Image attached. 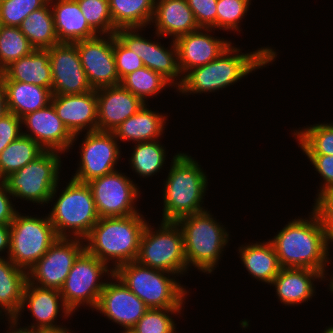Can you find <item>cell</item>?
<instances>
[{
	"mask_svg": "<svg viewBox=\"0 0 333 333\" xmlns=\"http://www.w3.org/2000/svg\"><path fill=\"white\" fill-rule=\"evenodd\" d=\"M277 55L275 49L269 46L242 53L240 47L231 45L213 61L187 71L176 91L182 95L208 94L229 88L253 71L272 64Z\"/></svg>",
	"mask_w": 333,
	"mask_h": 333,
	"instance_id": "obj_1",
	"label": "cell"
},
{
	"mask_svg": "<svg viewBox=\"0 0 333 333\" xmlns=\"http://www.w3.org/2000/svg\"><path fill=\"white\" fill-rule=\"evenodd\" d=\"M310 213L308 218L292 219L269 240L281 268H308L326 277L330 248L318 216L313 210Z\"/></svg>",
	"mask_w": 333,
	"mask_h": 333,
	"instance_id": "obj_2",
	"label": "cell"
},
{
	"mask_svg": "<svg viewBox=\"0 0 333 333\" xmlns=\"http://www.w3.org/2000/svg\"><path fill=\"white\" fill-rule=\"evenodd\" d=\"M146 224L147 220L140 212L125 217L99 218L84 239L85 250L111 265L114 271L122 264L137 260Z\"/></svg>",
	"mask_w": 333,
	"mask_h": 333,
	"instance_id": "obj_3",
	"label": "cell"
},
{
	"mask_svg": "<svg viewBox=\"0 0 333 333\" xmlns=\"http://www.w3.org/2000/svg\"><path fill=\"white\" fill-rule=\"evenodd\" d=\"M164 181L162 221H174L202 212L208 178L201 165L188 153H177L171 160ZM204 199V200H203Z\"/></svg>",
	"mask_w": 333,
	"mask_h": 333,
	"instance_id": "obj_4",
	"label": "cell"
},
{
	"mask_svg": "<svg viewBox=\"0 0 333 333\" xmlns=\"http://www.w3.org/2000/svg\"><path fill=\"white\" fill-rule=\"evenodd\" d=\"M176 222L183 234L188 270L193 266L200 272L211 274L230 241L231 235L226 227L207 208Z\"/></svg>",
	"mask_w": 333,
	"mask_h": 333,
	"instance_id": "obj_5",
	"label": "cell"
},
{
	"mask_svg": "<svg viewBox=\"0 0 333 333\" xmlns=\"http://www.w3.org/2000/svg\"><path fill=\"white\" fill-rule=\"evenodd\" d=\"M58 186L49 199V203H53V199L55 202L47 214L55 233L58 238L84 240L100 218L91 189L87 183L71 178L57 197Z\"/></svg>",
	"mask_w": 333,
	"mask_h": 333,
	"instance_id": "obj_6",
	"label": "cell"
},
{
	"mask_svg": "<svg viewBox=\"0 0 333 333\" xmlns=\"http://www.w3.org/2000/svg\"><path fill=\"white\" fill-rule=\"evenodd\" d=\"M114 275L148 308L185 307L189 290L187 291L185 286L177 281L179 279L173 273L132 261L118 266L114 270Z\"/></svg>",
	"mask_w": 333,
	"mask_h": 333,
	"instance_id": "obj_7",
	"label": "cell"
},
{
	"mask_svg": "<svg viewBox=\"0 0 333 333\" xmlns=\"http://www.w3.org/2000/svg\"><path fill=\"white\" fill-rule=\"evenodd\" d=\"M156 229L147 222L141 235L136 261L146 267L173 273L177 277L184 275L189 270L180 226L174 221L161 220Z\"/></svg>",
	"mask_w": 333,
	"mask_h": 333,
	"instance_id": "obj_8",
	"label": "cell"
},
{
	"mask_svg": "<svg viewBox=\"0 0 333 333\" xmlns=\"http://www.w3.org/2000/svg\"><path fill=\"white\" fill-rule=\"evenodd\" d=\"M61 152L44 150L36 159L17 172L7 176L3 182L15 199L44 205L60 182L62 167Z\"/></svg>",
	"mask_w": 333,
	"mask_h": 333,
	"instance_id": "obj_9",
	"label": "cell"
},
{
	"mask_svg": "<svg viewBox=\"0 0 333 333\" xmlns=\"http://www.w3.org/2000/svg\"><path fill=\"white\" fill-rule=\"evenodd\" d=\"M43 217L18 212L9 225L10 249L7 258L25 271L40 260L58 239L48 215Z\"/></svg>",
	"mask_w": 333,
	"mask_h": 333,
	"instance_id": "obj_10",
	"label": "cell"
},
{
	"mask_svg": "<svg viewBox=\"0 0 333 333\" xmlns=\"http://www.w3.org/2000/svg\"><path fill=\"white\" fill-rule=\"evenodd\" d=\"M113 274L110 266L84 250L75 260L60 289L65 305L72 313L81 306L91 307L93 311L106 281L110 280ZM105 276L108 279L101 280Z\"/></svg>",
	"mask_w": 333,
	"mask_h": 333,
	"instance_id": "obj_11",
	"label": "cell"
},
{
	"mask_svg": "<svg viewBox=\"0 0 333 333\" xmlns=\"http://www.w3.org/2000/svg\"><path fill=\"white\" fill-rule=\"evenodd\" d=\"M87 184L100 218L125 217L140 212L135 206L140 188L121 171L115 170Z\"/></svg>",
	"mask_w": 333,
	"mask_h": 333,
	"instance_id": "obj_12",
	"label": "cell"
},
{
	"mask_svg": "<svg viewBox=\"0 0 333 333\" xmlns=\"http://www.w3.org/2000/svg\"><path fill=\"white\" fill-rule=\"evenodd\" d=\"M144 28H119L115 37L129 50L134 51L145 67L160 73L176 89L182 82L178 68L177 46L172 39L169 48L161 42L146 39L142 35Z\"/></svg>",
	"mask_w": 333,
	"mask_h": 333,
	"instance_id": "obj_13",
	"label": "cell"
},
{
	"mask_svg": "<svg viewBox=\"0 0 333 333\" xmlns=\"http://www.w3.org/2000/svg\"><path fill=\"white\" fill-rule=\"evenodd\" d=\"M83 135L85 136L79 146L80 161L71 178L88 183L117 170L116 166L122 154L119 141L113 132L96 130Z\"/></svg>",
	"mask_w": 333,
	"mask_h": 333,
	"instance_id": "obj_14",
	"label": "cell"
},
{
	"mask_svg": "<svg viewBox=\"0 0 333 333\" xmlns=\"http://www.w3.org/2000/svg\"><path fill=\"white\" fill-rule=\"evenodd\" d=\"M85 250V242L78 238H58L46 254L28 271V282L60 290L78 256Z\"/></svg>",
	"mask_w": 333,
	"mask_h": 333,
	"instance_id": "obj_15",
	"label": "cell"
},
{
	"mask_svg": "<svg viewBox=\"0 0 333 333\" xmlns=\"http://www.w3.org/2000/svg\"><path fill=\"white\" fill-rule=\"evenodd\" d=\"M27 308L31 313L33 323L24 326V328L40 333H57L69 329L65 325L63 327V325H57L56 323L57 318L62 314L64 316L62 315L61 317H65L64 319L73 315L72 311L65 305L60 290L40 287L27 281L24 288L22 305L19 314L14 320L19 321V318L22 316L21 314ZM60 312H62L61 315Z\"/></svg>",
	"mask_w": 333,
	"mask_h": 333,
	"instance_id": "obj_16",
	"label": "cell"
},
{
	"mask_svg": "<svg viewBox=\"0 0 333 333\" xmlns=\"http://www.w3.org/2000/svg\"><path fill=\"white\" fill-rule=\"evenodd\" d=\"M81 64L92 89L120 85L116 71L113 34L75 42Z\"/></svg>",
	"mask_w": 333,
	"mask_h": 333,
	"instance_id": "obj_17",
	"label": "cell"
},
{
	"mask_svg": "<svg viewBox=\"0 0 333 333\" xmlns=\"http://www.w3.org/2000/svg\"><path fill=\"white\" fill-rule=\"evenodd\" d=\"M47 50L52 71V94H84L93 90L75 43H58Z\"/></svg>",
	"mask_w": 333,
	"mask_h": 333,
	"instance_id": "obj_18",
	"label": "cell"
},
{
	"mask_svg": "<svg viewBox=\"0 0 333 333\" xmlns=\"http://www.w3.org/2000/svg\"><path fill=\"white\" fill-rule=\"evenodd\" d=\"M110 279L106 282L94 311L119 324L123 330H131L149 308L114 274Z\"/></svg>",
	"mask_w": 333,
	"mask_h": 333,
	"instance_id": "obj_19",
	"label": "cell"
},
{
	"mask_svg": "<svg viewBox=\"0 0 333 333\" xmlns=\"http://www.w3.org/2000/svg\"><path fill=\"white\" fill-rule=\"evenodd\" d=\"M21 125L27 131H22L36 141L44 150H53L63 154L72 147L73 135L57 116L52 103L31 112L21 118ZM30 132V133H29Z\"/></svg>",
	"mask_w": 333,
	"mask_h": 333,
	"instance_id": "obj_20",
	"label": "cell"
},
{
	"mask_svg": "<svg viewBox=\"0 0 333 333\" xmlns=\"http://www.w3.org/2000/svg\"><path fill=\"white\" fill-rule=\"evenodd\" d=\"M212 28H200L180 36L177 46L178 68L183 76L187 71L203 66L218 58L232 44L229 39L213 37Z\"/></svg>",
	"mask_w": 333,
	"mask_h": 333,
	"instance_id": "obj_21",
	"label": "cell"
},
{
	"mask_svg": "<svg viewBox=\"0 0 333 333\" xmlns=\"http://www.w3.org/2000/svg\"><path fill=\"white\" fill-rule=\"evenodd\" d=\"M51 103L57 116L74 136L72 146L84 131L97 130V94L93 89L84 94H53Z\"/></svg>",
	"mask_w": 333,
	"mask_h": 333,
	"instance_id": "obj_22",
	"label": "cell"
},
{
	"mask_svg": "<svg viewBox=\"0 0 333 333\" xmlns=\"http://www.w3.org/2000/svg\"><path fill=\"white\" fill-rule=\"evenodd\" d=\"M97 130L113 132L145 104L121 85L96 89Z\"/></svg>",
	"mask_w": 333,
	"mask_h": 333,
	"instance_id": "obj_23",
	"label": "cell"
},
{
	"mask_svg": "<svg viewBox=\"0 0 333 333\" xmlns=\"http://www.w3.org/2000/svg\"><path fill=\"white\" fill-rule=\"evenodd\" d=\"M326 278L321 272L308 268H281L270 285L275 287L278 300L283 305L296 306L316 295L314 281H330Z\"/></svg>",
	"mask_w": 333,
	"mask_h": 333,
	"instance_id": "obj_24",
	"label": "cell"
},
{
	"mask_svg": "<svg viewBox=\"0 0 333 333\" xmlns=\"http://www.w3.org/2000/svg\"><path fill=\"white\" fill-rule=\"evenodd\" d=\"M154 25V37H178L199 30L194 14L187 0H156L154 15L151 21Z\"/></svg>",
	"mask_w": 333,
	"mask_h": 333,
	"instance_id": "obj_25",
	"label": "cell"
},
{
	"mask_svg": "<svg viewBox=\"0 0 333 333\" xmlns=\"http://www.w3.org/2000/svg\"><path fill=\"white\" fill-rule=\"evenodd\" d=\"M59 43H75L98 34L89 26L76 0H49Z\"/></svg>",
	"mask_w": 333,
	"mask_h": 333,
	"instance_id": "obj_26",
	"label": "cell"
},
{
	"mask_svg": "<svg viewBox=\"0 0 333 333\" xmlns=\"http://www.w3.org/2000/svg\"><path fill=\"white\" fill-rule=\"evenodd\" d=\"M167 116L158 111H153L148 108V102L145 103L141 109L122 122L113 131L116 139L126 143L132 141L138 142H150L161 139L165 132Z\"/></svg>",
	"mask_w": 333,
	"mask_h": 333,
	"instance_id": "obj_27",
	"label": "cell"
},
{
	"mask_svg": "<svg viewBox=\"0 0 333 333\" xmlns=\"http://www.w3.org/2000/svg\"><path fill=\"white\" fill-rule=\"evenodd\" d=\"M0 77L6 90L8 112L17 117L22 118L51 103L53 94L49 88L9 80L2 72Z\"/></svg>",
	"mask_w": 333,
	"mask_h": 333,
	"instance_id": "obj_28",
	"label": "cell"
},
{
	"mask_svg": "<svg viewBox=\"0 0 333 333\" xmlns=\"http://www.w3.org/2000/svg\"><path fill=\"white\" fill-rule=\"evenodd\" d=\"M239 258L248 274L270 285L281 270L275 248L270 240L238 247Z\"/></svg>",
	"mask_w": 333,
	"mask_h": 333,
	"instance_id": "obj_29",
	"label": "cell"
},
{
	"mask_svg": "<svg viewBox=\"0 0 333 333\" xmlns=\"http://www.w3.org/2000/svg\"><path fill=\"white\" fill-rule=\"evenodd\" d=\"M27 281V271L8 258H0V320L4 315L14 319L19 314Z\"/></svg>",
	"mask_w": 333,
	"mask_h": 333,
	"instance_id": "obj_30",
	"label": "cell"
},
{
	"mask_svg": "<svg viewBox=\"0 0 333 333\" xmlns=\"http://www.w3.org/2000/svg\"><path fill=\"white\" fill-rule=\"evenodd\" d=\"M2 73L12 81L52 87V71L48 50L34 49L7 66Z\"/></svg>",
	"mask_w": 333,
	"mask_h": 333,
	"instance_id": "obj_31",
	"label": "cell"
},
{
	"mask_svg": "<svg viewBox=\"0 0 333 333\" xmlns=\"http://www.w3.org/2000/svg\"><path fill=\"white\" fill-rule=\"evenodd\" d=\"M19 28L34 49L47 50L59 43L49 1L30 13Z\"/></svg>",
	"mask_w": 333,
	"mask_h": 333,
	"instance_id": "obj_32",
	"label": "cell"
},
{
	"mask_svg": "<svg viewBox=\"0 0 333 333\" xmlns=\"http://www.w3.org/2000/svg\"><path fill=\"white\" fill-rule=\"evenodd\" d=\"M156 0H109L113 25L119 28H147L151 25Z\"/></svg>",
	"mask_w": 333,
	"mask_h": 333,
	"instance_id": "obj_33",
	"label": "cell"
},
{
	"mask_svg": "<svg viewBox=\"0 0 333 333\" xmlns=\"http://www.w3.org/2000/svg\"><path fill=\"white\" fill-rule=\"evenodd\" d=\"M43 151L36 141L22 134L0 153V181L36 159Z\"/></svg>",
	"mask_w": 333,
	"mask_h": 333,
	"instance_id": "obj_34",
	"label": "cell"
},
{
	"mask_svg": "<svg viewBox=\"0 0 333 333\" xmlns=\"http://www.w3.org/2000/svg\"><path fill=\"white\" fill-rule=\"evenodd\" d=\"M160 140L135 143L129 156V164L140 178H149L156 175L166 164V148Z\"/></svg>",
	"mask_w": 333,
	"mask_h": 333,
	"instance_id": "obj_35",
	"label": "cell"
},
{
	"mask_svg": "<svg viewBox=\"0 0 333 333\" xmlns=\"http://www.w3.org/2000/svg\"><path fill=\"white\" fill-rule=\"evenodd\" d=\"M304 155H333V121L293 130Z\"/></svg>",
	"mask_w": 333,
	"mask_h": 333,
	"instance_id": "obj_36",
	"label": "cell"
},
{
	"mask_svg": "<svg viewBox=\"0 0 333 333\" xmlns=\"http://www.w3.org/2000/svg\"><path fill=\"white\" fill-rule=\"evenodd\" d=\"M120 85L134 96L139 97L144 103L147 102V98L155 97L166 87L173 88V85L160 73L145 66L124 76Z\"/></svg>",
	"mask_w": 333,
	"mask_h": 333,
	"instance_id": "obj_37",
	"label": "cell"
},
{
	"mask_svg": "<svg viewBox=\"0 0 333 333\" xmlns=\"http://www.w3.org/2000/svg\"><path fill=\"white\" fill-rule=\"evenodd\" d=\"M34 48L19 27L0 28V73L12 62L29 55Z\"/></svg>",
	"mask_w": 333,
	"mask_h": 333,
	"instance_id": "obj_38",
	"label": "cell"
},
{
	"mask_svg": "<svg viewBox=\"0 0 333 333\" xmlns=\"http://www.w3.org/2000/svg\"><path fill=\"white\" fill-rule=\"evenodd\" d=\"M182 309L149 308L131 331L134 333H178L173 316L181 314Z\"/></svg>",
	"mask_w": 333,
	"mask_h": 333,
	"instance_id": "obj_39",
	"label": "cell"
},
{
	"mask_svg": "<svg viewBox=\"0 0 333 333\" xmlns=\"http://www.w3.org/2000/svg\"><path fill=\"white\" fill-rule=\"evenodd\" d=\"M89 26L98 35L115 34L117 28L109 10V0H76Z\"/></svg>",
	"mask_w": 333,
	"mask_h": 333,
	"instance_id": "obj_40",
	"label": "cell"
},
{
	"mask_svg": "<svg viewBox=\"0 0 333 333\" xmlns=\"http://www.w3.org/2000/svg\"><path fill=\"white\" fill-rule=\"evenodd\" d=\"M252 0H218L216 29L239 32L241 20L246 16Z\"/></svg>",
	"mask_w": 333,
	"mask_h": 333,
	"instance_id": "obj_41",
	"label": "cell"
},
{
	"mask_svg": "<svg viewBox=\"0 0 333 333\" xmlns=\"http://www.w3.org/2000/svg\"><path fill=\"white\" fill-rule=\"evenodd\" d=\"M49 0H0V22L3 26L19 27L33 11Z\"/></svg>",
	"mask_w": 333,
	"mask_h": 333,
	"instance_id": "obj_42",
	"label": "cell"
},
{
	"mask_svg": "<svg viewBox=\"0 0 333 333\" xmlns=\"http://www.w3.org/2000/svg\"><path fill=\"white\" fill-rule=\"evenodd\" d=\"M113 51L116 71L121 80L127 74L144 67L142 59L126 48L113 34Z\"/></svg>",
	"mask_w": 333,
	"mask_h": 333,
	"instance_id": "obj_43",
	"label": "cell"
},
{
	"mask_svg": "<svg viewBox=\"0 0 333 333\" xmlns=\"http://www.w3.org/2000/svg\"><path fill=\"white\" fill-rule=\"evenodd\" d=\"M312 210L318 216L325 232L328 246L333 244V191L318 194L314 199Z\"/></svg>",
	"mask_w": 333,
	"mask_h": 333,
	"instance_id": "obj_44",
	"label": "cell"
},
{
	"mask_svg": "<svg viewBox=\"0 0 333 333\" xmlns=\"http://www.w3.org/2000/svg\"><path fill=\"white\" fill-rule=\"evenodd\" d=\"M217 2L218 0H187L200 28L216 30Z\"/></svg>",
	"mask_w": 333,
	"mask_h": 333,
	"instance_id": "obj_45",
	"label": "cell"
},
{
	"mask_svg": "<svg viewBox=\"0 0 333 333\" xmlns=\"http://www.w3.org/2000/svg\"><path fill=\"white\" fill-rule=\"evenodd\" d=\"M310 164L315 167V171L320 174L322 179L320 189L317 194H321L326 191H333V155H306Z\"/></svg>",
	"mask_w": 333,
	"mask_h": 333,
	"instance_id": "obj_46",
	"label": "cell"
},
{
	"mask_svg": "<svg viewBox=\"0 0 333 333\" xmlns=\"http://www.w3.org/2000/svg\"><path fill=\"white\" fill-rule=\"evenodd\" d=\"M22 135L21 118L10 112L0 118V153Z\"/></svg>",
	"mask_w": 333,
	"mask_h": 333,
	"instance_id": "obj_47",
	"label": "cell"
},
{
	"mask_svg": "<svg viewBox=\"0 0 333 333\" xmlns=\"http://www.w3.org/2000/svg\"><path fill=\"white\" fill-rule=\"evenodd\" d=\"M12 197L6 184L0 181V225H10L19 211L13 205Z\"/></svg>",
	"mask_w": 333,
	"mask_h": 333,
	"instance_id": "obj_48",
	"label": "cell"
},
{
	"mask_svg": "<svg viewBox=\"0 0 333 333\" xmlns=\"http://www.w3.org/2000/svg\"><path fill=\"white\" fill-rule=\"evenodd\" d=\"M10 249V226L9 225H0V258H7L9 255ZM3 252H6L7 255L1 256Z\"/></svg>",
	"mask_w": 333,
	"mask_h": 333,
	"instance_id": "obj_49",
	"label": "cell"
},
{
	"mask_svg": "<svg viewBox=\"0 0 333 333\" xmlns=\"http://www.w3.org/2000/svg\"><path fill=\"white\" fill-rule=\"evenodd\" d=\"M8 325H9V330L5 333H40L38 331L30 330L24 327L18 328V325H20L19 321H15L14 319H7Z\"/></svg>",
	"mask_w": 333,
	"mask_h": 333,
	"instance_id": "obj_50",
	"label": "cell"
},
{
	"mask_svg": "<svg viewBox=\"0 0 333 333\" xmlns=\"http://www.w3.org/2000/svg\"><path fill=\"white\" fill-rule=\"evenodd\" d=\"M8 113L6 90L2 78L0 77V118Z\"/></svg>",
	"mask_w": 333,
	"mask_h": 333,
	"instance_id": "obj_51",
	"label": "cell"
},
{
	"mask_svg": "<svg viewBox=\"0 0 333 333\" xmlns=\"http://www.w3.org/2000/svg\"><path fill=\"white\" fill-rule=\"evenodd\" d=\"M329 277H330V281H329L328 287H329V291H331L333 294V274L331 276L329 275Z\"/></svg>",
	"mask_w": 333,
	"mask_h": 333,
	"instance_id": "obj_52",
	"label": "cell"
},
{
	"mask_svg": "<svg viewBox=\"0 0 333 333\" xmlns=\"http://www.w3.org/2000/svg\"><path fill=\"white\" fill-rule=\"evenodd\" d=\"M322 333H333V325L328 326Z\"/></svg>",
	"mask_w": 333,
	"mask_h": 333,
	"instance_id": "obj_53",
	"label": "cell"
},
{
	"mask_svg": "<svg viewBox=\"0 0 333 333\" xmlns=\"http://www.w3.org/2000/svg\"><path fill=\"white\" fill-rule=\"evenodd\" d=\"M120 333H134V332L131 331V330H124V331H122V332H120Z\"/></svg>",
	"mask_w": 333,
	"mask_h": 333,
	"instance_id": "obj_54",
	"label": "cell"
},
{
	"mask_svg": "<svg viewBox=\"0 0 333 333\" xmlns=\"http://www.w3.org/2000/svg\"><path fill=\"white\" fill-rule=\"evenodd\" d=\"M57 333H72L71 330H66V331H62V332H57Z\"/></svg>",
	"mask_w": 333,
	"mask_h": 333,
	"instance_id": "obj_55",
	"label": "cell"
}]
</instances>
